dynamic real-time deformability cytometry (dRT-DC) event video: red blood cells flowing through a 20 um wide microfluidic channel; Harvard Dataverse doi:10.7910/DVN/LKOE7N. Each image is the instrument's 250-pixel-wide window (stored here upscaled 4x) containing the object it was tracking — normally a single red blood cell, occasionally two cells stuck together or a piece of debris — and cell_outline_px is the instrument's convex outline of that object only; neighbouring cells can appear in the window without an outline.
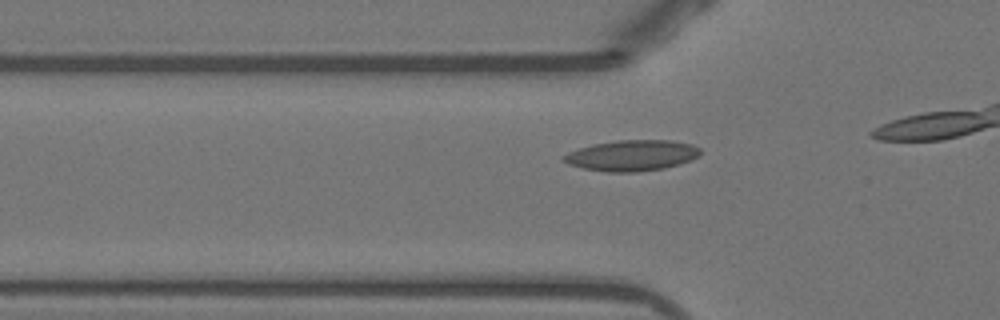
{"species": "Egyptian fruit bat (a non-hibernating species)", "species_latin": "Rousettus aegyptiacus", "temperature_condition": "warm", "stored_images_in_passage": 17, "camera_frame_rate_fps": 3000, "um_per_image_px": 0.085, "animal": {"sex": "female"}, "frame": {"image": 1, "passage_image": 12, "time_ms": 3.667, "image_size_px": [1000, 320], "cell_outline_px": [[700, 152], [696, 156], [680, 164], [664, 168], [636, 172], [608, 172], [584, 168], [568, 164], [560, 160], [560, 156], [568, 152], [592, 144], [616, 140], [668, 140], [692, 144], [700, 148]], "centroid_in_image_um": [53.64, 13.21], "position_along_channel_um": 72.2, "area_um2": 24.51}}